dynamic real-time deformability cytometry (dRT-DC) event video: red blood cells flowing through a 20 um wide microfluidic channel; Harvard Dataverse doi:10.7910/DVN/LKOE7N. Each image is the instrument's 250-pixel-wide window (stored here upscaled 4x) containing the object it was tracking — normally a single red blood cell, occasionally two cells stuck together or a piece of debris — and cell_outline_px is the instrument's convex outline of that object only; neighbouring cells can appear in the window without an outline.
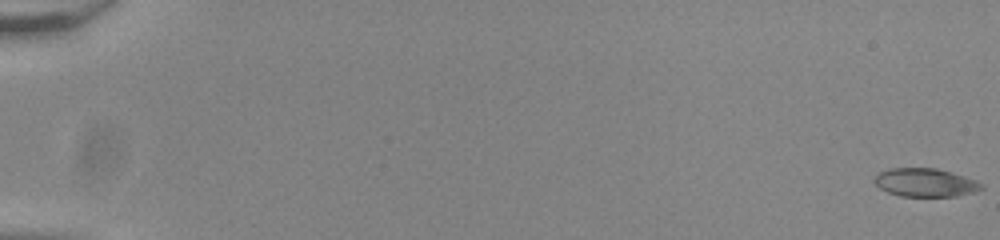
{"species": "common noctule bat (a hibernating species)", "species_latin": "Nyctalus noctula", "temperature_condition": "room temperature", "stored_images_in_passage": 57, "segment_of_instrument_passage": [1, 2], "camera_frame_rate_fps": 3000, "um_per_image_px": 0.085, "animal": {"sex": "male", "body_mass_g": 20.0, "forearm_length_mm": 53.3}, "frame": {"image": 1, "passage_image": 1, "time_ms": 0.0, "image_size_px": [1000, 240], "cell_outline_px": [[984, 188], [976, 192], [956, 196], [900, 196], [888, 192], [880, 188], [872, 180], [880, 172], [888, 168], [936, 168], [952, 172], [976, 180], [984, 184]], "centroid_in_image_um": [78.68, 15.51], "position_along_channel_um": 6.3, "area_um2": 17.8}}
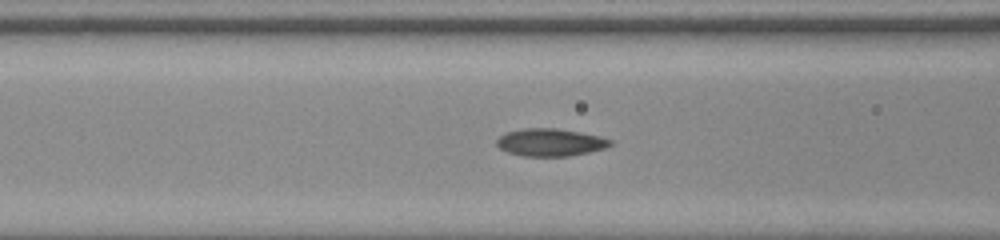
{"frame": {"image": 2, "passage_image": 25, "time_ms": 8.0, "image_size_px": [1000, 240], "cell_outline_px": [[612, 144], [604, 148], [588, 152], [568, 156], [520, 156], [508, 152], [500, 148], [496, 144], [496, 140], [500, 136], [508, 132], [524, 128], [556, 128], [580, 132], [600, 136], [612, 140]], "centroid_in_image_um": [46.77, 12.1], "position_along_channel_um": 119.8, "area_um2": 18.15}}
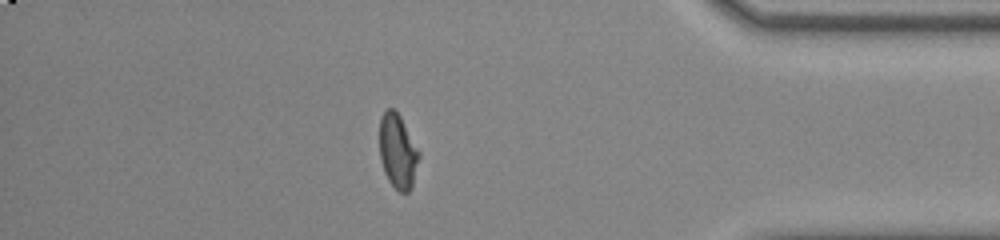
{"frame": {"image": 3, "passage_image": 49, "time_ms": 16.0, "image_size_px": [1000, 240], "cell_outline_px": [[420, 156], [412, 188], [408, 192], [400, 192], [388, 180], [384, 172], [380, 160], [380, 116], [384, 108], [392, 108], [400, 116], [420, 152]], "centroid_in_image_um": [33.81, 12.85], "position_along_channel_um": 401.4, "area_um2": 17.22}}